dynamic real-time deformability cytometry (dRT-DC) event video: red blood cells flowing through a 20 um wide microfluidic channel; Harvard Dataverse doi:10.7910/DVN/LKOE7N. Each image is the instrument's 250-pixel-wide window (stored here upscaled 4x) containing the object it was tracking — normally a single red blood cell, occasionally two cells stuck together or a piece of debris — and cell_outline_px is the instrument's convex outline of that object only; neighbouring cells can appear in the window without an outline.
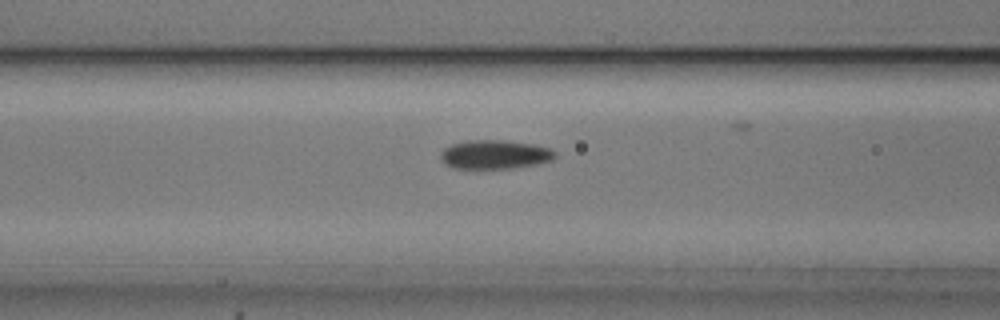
{"species": "common noctule bat (a hibernating species)", "species_latin": "Nyctalus noctula", "temperature_condition": "cold", "stored_images_in_passage": 27, "camera_frame_rate_fps": 3000, "um_per_image_px": 0.085, "animal": {"sex": "male", "body_mass_g": 20.5, "forearm_length_mm": 52.5}, "frame": {"image": 1, "passage_image": 6, "time_ms": 1.667, "image_size_px": [1000, 320], "cell_outline_px": [[556, 156], [552, 160], [536, 164], [512, 168], [452, 168], [444, 164], [440, 156], [440, 152], [444, 148], [452, 144], [468, 140], [504, 140], [536, 144], [548, 148], [556, 152]], "centroid_in_image_um": [42.05, 13.12], "position_along_channel_um": 124.6, "area_um2": 19.36}}
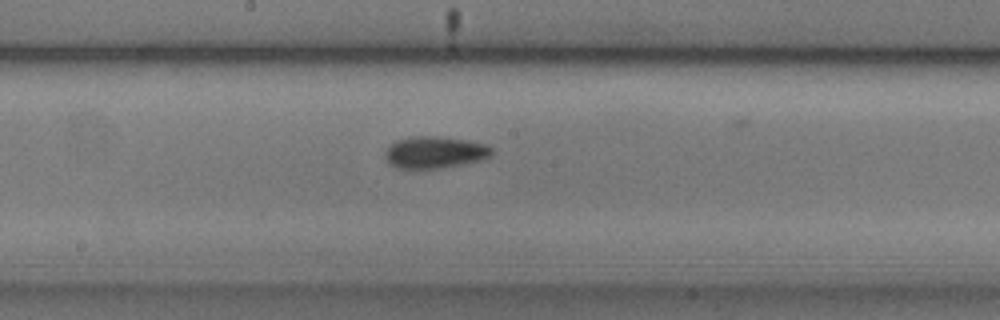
{"frame": {"image": 2, "passage_image": 13, "time_ms": 4.0, "image_size_px": [1000, 320], "cell_outline_px": [[492, 152], [488, 156], [480, 160], [460, 164], [436, 168], [396, 168], [388, 164], [384, 156], [384, 152], [396, 140], [408, 136], [436, 136], [468, 140], [484, 144], [492, 148]], "centroid_in_image_um": [36.89, 12.93], "position_along_channel_um": 211.3, "area_um2": 19.65}}
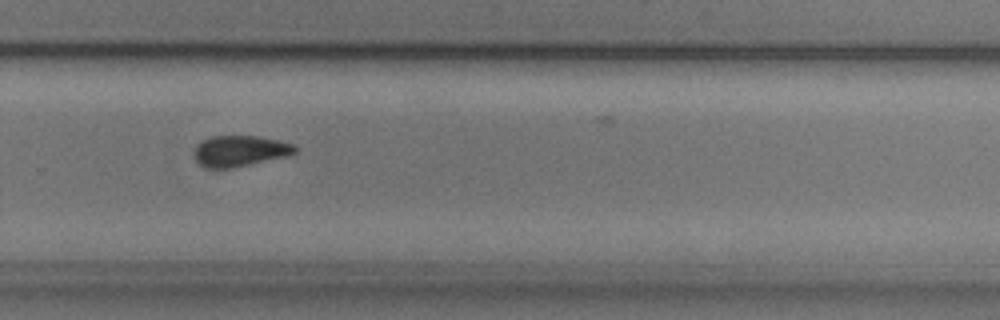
{"frame": {"image": 3, "passage_image": 21, "time_ms": 6.667, "image_size_px": [1000, 320], "cell_outline_px": [[300, 148], [292, 156], [232, 168], [204, 168], [196, 160], [196, 144], [212, 136], [260, 136], [296, 144]], "centroid_in_image_um": [20.5, 12.84], "position_along_channel_um": 309.3, "area_um2": 18.5}}